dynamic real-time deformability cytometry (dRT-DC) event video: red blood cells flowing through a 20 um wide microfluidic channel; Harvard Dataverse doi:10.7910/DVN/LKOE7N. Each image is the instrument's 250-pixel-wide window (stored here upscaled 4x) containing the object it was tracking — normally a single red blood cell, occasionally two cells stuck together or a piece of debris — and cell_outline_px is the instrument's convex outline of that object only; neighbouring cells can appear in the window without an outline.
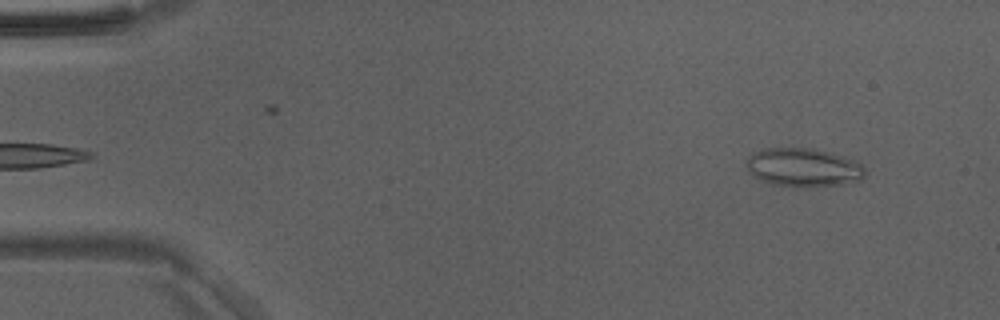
{"species": "Egyptian fruit bat (a non-hibernating species)", "species_latin": "Rousettus aegyptiacus", "temperature_condition": "room temperature", "stored_images_in_passage": 47, "camera_frame_rate_fps": 3000, "um_per_image_px": 0.085, "animal": {"sex": "male"}, "frame": {"image": 1, "passage_image": 3, "time_ms": 0.667, "image_size_px": [1000, 320], "cell_outline_px": [[868, 172], [860, 180], [844, 184], [772, 184], [760, 180], [744, 164], [756, 152], [764, 148], [812, 148], [844, 156], [860, 164]], "centroid_in_image_um": [68.32, 14.19], "position_along_channel_um": 16.7, "area_um2": 25.55}}
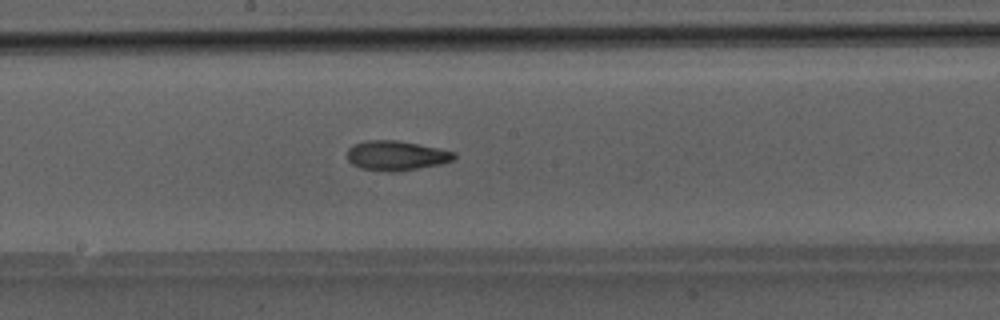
{"frame": {"image": 2, "passage_image": 25, "time_ms": 8.0, "image_size_px": [1000, 320], "cell_outline_px": [[456, 160], [440, 164], [396, 172], [388, 172], [360, 168], [352, 164], [348, 160], [348, 148], [352, 144], [368, 140], [396, 140], [456, 152]], "centroid_in_image_um": [33.67, 13.23], "position_along_channel_um": 214.5, "area_um2": 18.5}}
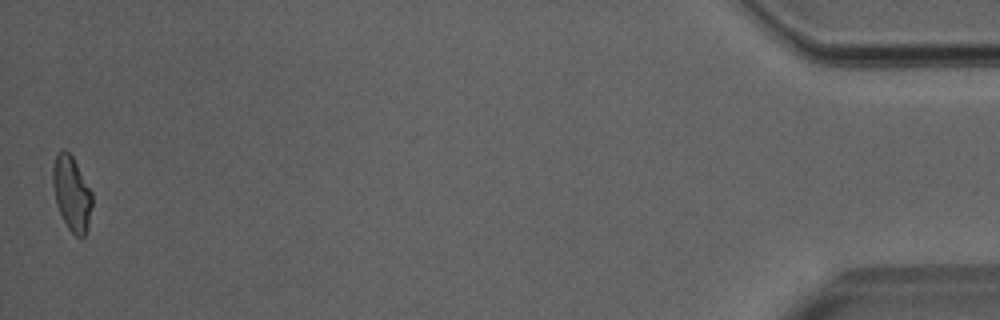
{"frame": {"image": 3, "passage_image": 47, "time_ms": 15.333, "image_size_px": [1000, 320], "cell_outline_px": [[92, 204], [88, 228], [84, 236], [76, 236], [68, 228], [56, 204], [52, 184], [52, 164], [56, 152], [60, 148], [64, 148], [72, 156], [92, 192]], "centroid_in_image_um": [6.07, 16.39], "position_along_channel_um": 429.1, "area_um2": 17.22}}